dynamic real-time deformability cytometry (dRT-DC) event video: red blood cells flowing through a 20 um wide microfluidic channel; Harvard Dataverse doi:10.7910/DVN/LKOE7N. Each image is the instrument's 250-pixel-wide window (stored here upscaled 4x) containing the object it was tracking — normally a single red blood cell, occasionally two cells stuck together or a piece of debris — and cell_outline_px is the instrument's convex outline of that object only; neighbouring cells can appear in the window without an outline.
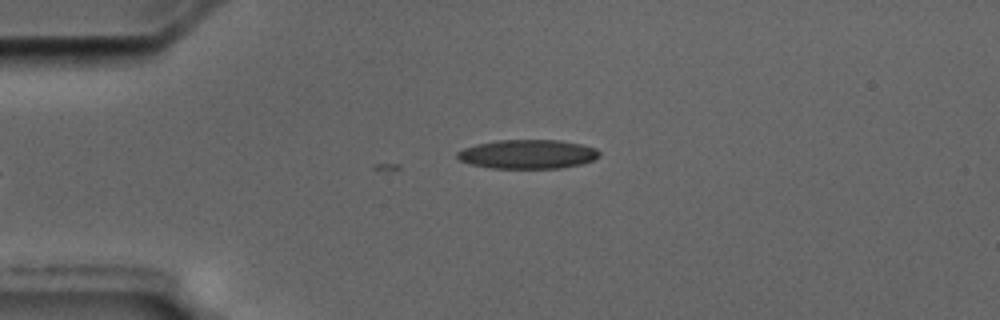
{"species": "common noctule bat (a hibernating species)", "species_latin": "Nyctalus noctula", "temperature_condition": "cold", "stored_images_in_passage": 2, "camera_frame_rate_fps": 3000, "um_per_image_px": 0.085, "animal": {"sex": "male", "body_mass_g": 17.5, "forearm_length_mm": 52.3}, "frame": {"image": 1, "passage_image": 2, "time_ms": 0.333, "image_size_px": [1000, 320], "cell_outline_px": [[600, 156], [592, 160], [580, 164], [560, 168], [492, 168], [468, 164], [460, 160], [456, 156], [456, 152], [464, 148], [476, 144], [496, 140], [560, 140], [580, 144], [596, 148], [600, 152]], "centroid_in_image_um": [44.83, 13.1], "position_along_channel_um": 40.2, "area_um2": 24.1}}